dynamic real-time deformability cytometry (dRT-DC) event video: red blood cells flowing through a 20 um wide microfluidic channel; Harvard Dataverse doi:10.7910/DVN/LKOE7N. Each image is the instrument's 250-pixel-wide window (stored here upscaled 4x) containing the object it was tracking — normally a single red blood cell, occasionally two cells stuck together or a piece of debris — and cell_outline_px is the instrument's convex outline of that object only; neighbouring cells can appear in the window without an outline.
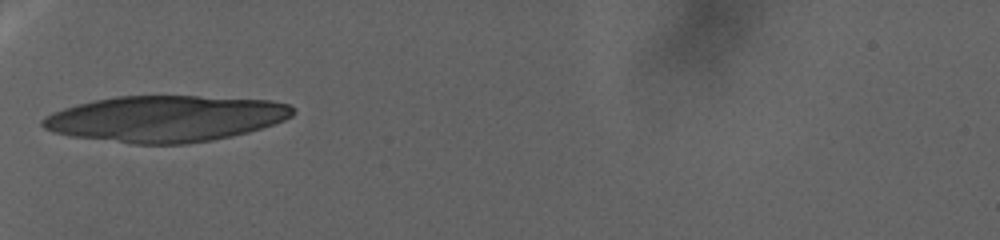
{"species": "human", "species_latin": "Homo sapiens", "temperature_condition": "warm", "stored_images_in_passage": 40, "camera_frame_rate_fps": 3000, "um_per_image_px": 0.085, "donor": {"sex": "female"}, "frame": {"image": 1, "passage_image": 1, "time_ms": 0.0, "image_size_px": [1000, 240], "cell_outline_px": [[296, 112], [292, 116], [284, 120], [248, 132], [232, 136], [212, 140], [184, 144], [132, 144], [68, 136], [52, 132], [44, 128], [40, 124], [40, 120], [44, 116], [52, 112], [76, 104], [116, 96], [200, 96], [272, 100], [292, 104], [296, 108]], "centroid_in_image_um": [14.06, 10.08], "position_along_channel_um": 70.9, "area_um2": 67.86}}